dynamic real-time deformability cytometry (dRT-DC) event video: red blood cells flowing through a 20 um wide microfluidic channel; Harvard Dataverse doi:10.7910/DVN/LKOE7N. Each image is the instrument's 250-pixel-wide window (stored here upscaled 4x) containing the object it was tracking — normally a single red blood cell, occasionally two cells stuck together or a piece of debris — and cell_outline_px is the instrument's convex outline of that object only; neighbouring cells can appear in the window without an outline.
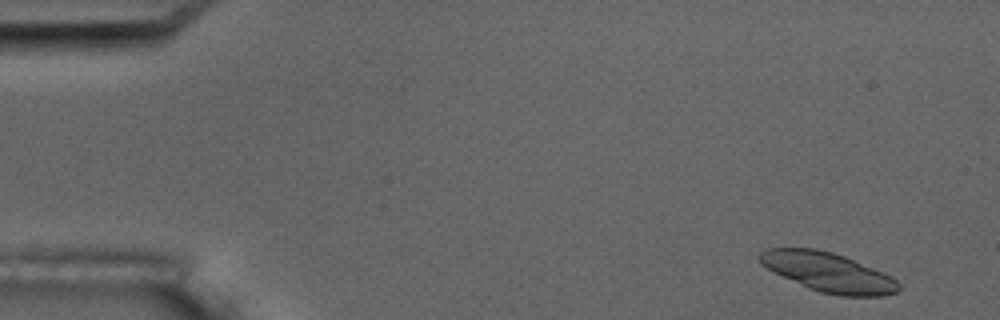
{"species": "common noctule bat (a hibernating species)", "species_latin": "Nyctalus noctula", "temperature_condition": "room temperature", "stored_images_in_passage": 6, "camera_frame_rate_fps": 3000, "um_per_image_px": 0.085, "animal": {"sex": "male", "body_mass_g": 17.5, "forearm_length_mm": 52.3}, "frame": {"image": 1, "passage_image": 1, "time_ms": 0.0, "image_size_px": [1000, 320], "cell_outline_px": [[900, 288], [896, 292], [884, 296], [840, 296], [820, 292], [808, 288], [760, 264], [756, 256], [760, 252], [768, 248], [816, 248], [832, 252], [844, 256], [892, 276], [900, 284]], "centroid_in_image_um": [70.4, 23.13], "position_along_channel_um": 14.6, "area_um2": 31.67}}